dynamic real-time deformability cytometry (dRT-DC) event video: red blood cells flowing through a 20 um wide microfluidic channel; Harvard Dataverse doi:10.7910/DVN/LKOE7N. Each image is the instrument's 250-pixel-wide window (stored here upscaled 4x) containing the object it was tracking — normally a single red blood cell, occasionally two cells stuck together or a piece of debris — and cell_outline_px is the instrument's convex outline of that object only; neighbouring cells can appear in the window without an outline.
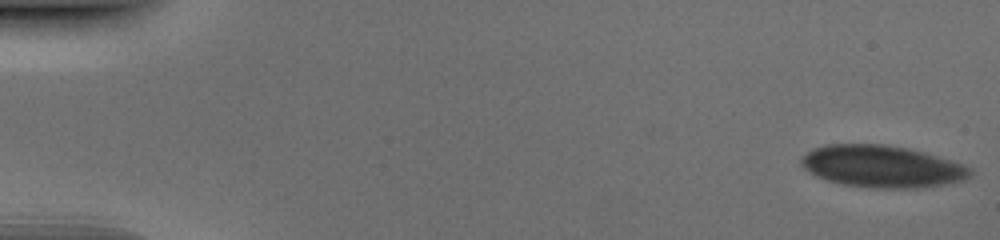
{"species": "human", "species_latin": "Homo sapiens", "temperature_condition": "cold", "stored_images_in_passage": 51, "camera_frame_rate_fps": 3000, "um_per_image_px": 0.085, "donor": {"sex": "male"}, "frame": {"image": 1, "passage_image": 1, "time_ms": 0.0, "image_size_px": [1000, 240], "cell_outline_px": [[972, 172], [968, 176], [960, 180], [920, 188], [872, 188], [844, 184], [828, 180], [816, 176], [804, 168], [800, 164], [800, 156], [812, 148], [824, 144], [884, 144], [908, 148], [924, 152], [972, 168]], "centroid_in_image_um": [74.88, 14.13], "position_along_channel_um": 10.1, "area_um2": 41.1}}
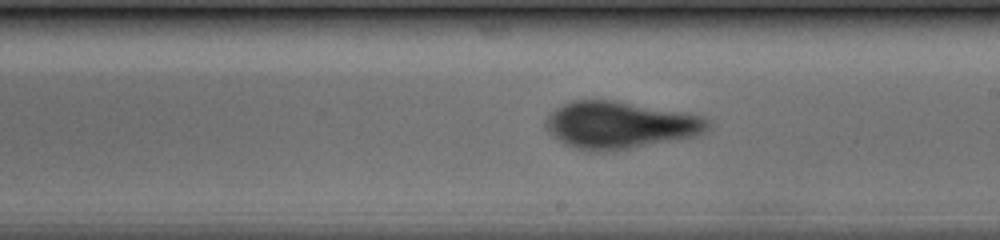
{"frame": {"image": 2, "passage_image": 30, "time_ms": 9.667, "image_size_px": [1000, 240], "cell_outline_px": [[712, 124], [704, 132], [696, 136], [612, 152], [600, 152], [576, 148], [564, 144], [552, 136], [544, 128], [544, 120], [556, 108], [564, 104], [576, 100], [608, 100], [704, 116]], "centroid_in_image_um": [52.66, 10.65], "position_along_channel_um": 236.3, "area_um2": 44.33}}
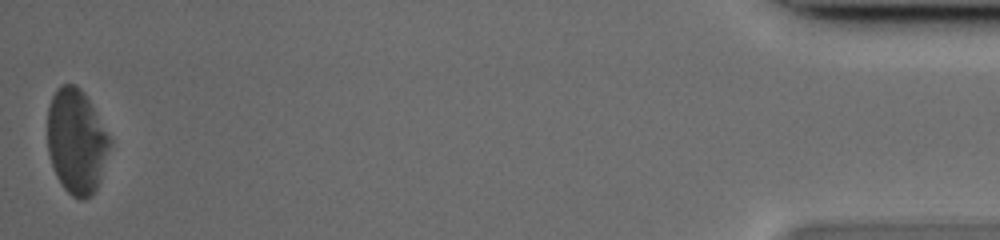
{"frame": {"image": 3, "passage_image": 51, "time_ms": 16.667, "image_size_px": [1000, 240], "cell_outline_px": [[112, 144], [100, 180], [96, 188], [84, 200], [80, 200], [72, 196], [60, 184], [56, 176], [48, 152], [48, 108], [52, 96], [56, 88], [60, 84], [76, 84], [84, 92], [112, 140]], "centroid_in_image_um": [6.5, 12.0], "position_along_channel_um": 428.7, "area_um2": 38.21}}